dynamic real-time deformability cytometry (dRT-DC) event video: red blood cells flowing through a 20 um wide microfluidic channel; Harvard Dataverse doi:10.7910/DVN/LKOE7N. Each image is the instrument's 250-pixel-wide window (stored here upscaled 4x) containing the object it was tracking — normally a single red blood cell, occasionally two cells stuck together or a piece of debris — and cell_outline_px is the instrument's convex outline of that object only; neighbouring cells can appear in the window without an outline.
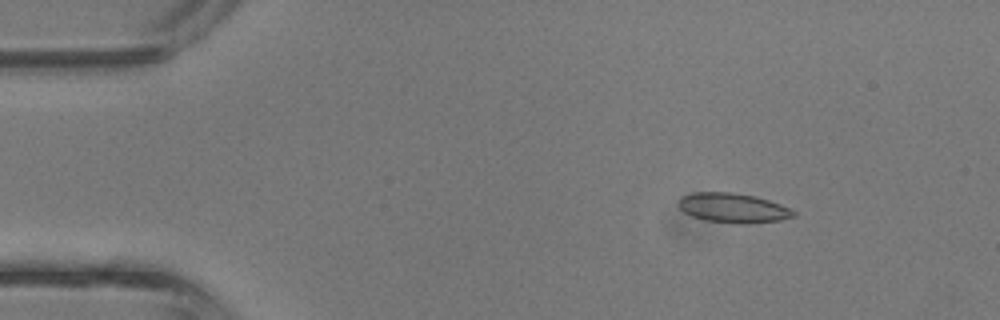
{"species": "common noctule bat (a hibernating species)", "species_latin": "Nyctalus noctula", "temperature_condition": "room temperature", "stored_images_in_passage": 4, "camera_frame_rate_fps": 3000, "um_per_image_px": 0.085, "animal": {"sex": "male", "body_mass_g": 13.3}, "frame": {"image": 1, "passage_image": 2, "time_ms": 0.333, "image_size_px": [1000, 320], "cell_outline_px": [[796, 216], [780, 220], [748, 224], [740, 224], [704, 220], [692, 216], [684, 212], [676, 204], [680, 196], [692, 192], [732, 192], [756, 196], [792, 208], [796, 212]], "centroid_in_image_um": [62.3, 17.67], "position_along_channel_um": 22.7, "area_um2": 20.17}}
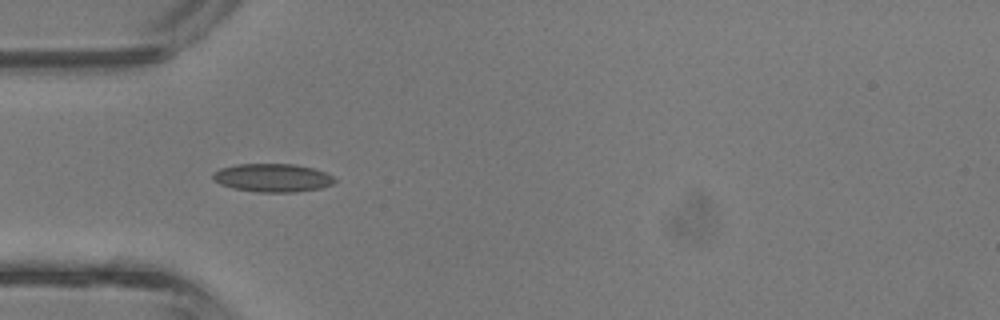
{"frame": {"image": 2, "passage_image": 4, "time_ms": 1.0, "image_size_px": [1000, 320], "cell_outline_px": [[336, 180], [332, 184], [320, 188], [296, 192], [256, 192], [232, 188], [220, 184], [212, 180], [212, 176], [220, 168], [236, 164], [296, 164], [312, 168], [324, 172], [332, 176]], "centroid_in_image_um": [23.14, 15.11], "position_along_channel_um": 61.9, "area_um2": 20.06}}